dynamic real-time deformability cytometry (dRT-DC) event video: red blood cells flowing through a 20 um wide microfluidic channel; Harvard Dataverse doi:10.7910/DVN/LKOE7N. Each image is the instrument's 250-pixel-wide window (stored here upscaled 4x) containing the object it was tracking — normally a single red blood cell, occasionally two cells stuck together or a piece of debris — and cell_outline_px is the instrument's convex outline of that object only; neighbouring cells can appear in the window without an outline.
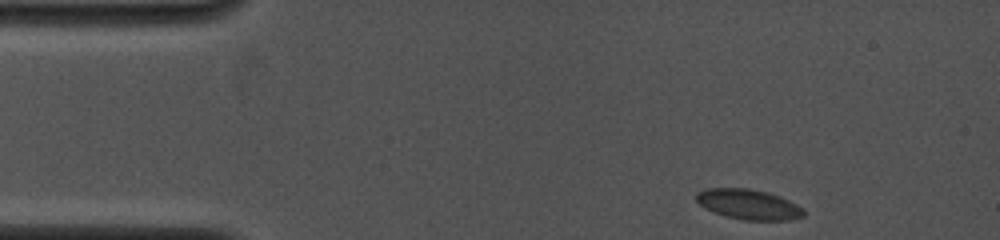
{"species": "common noctule bat (a hibernating species)", "species_latin": "Nyctalus noctula", "temperature_condition": "cold", "stored_images_in_passage": 108, "camera_frame_rate_fps": 4000, "um_per_image_px": 0.085, "animal": {"sex": "female", "body_mass_g": 19.0, "forearm_length_mm": 53.3}, "frame": {"image": 1, "passage_image": 1, "time_ms": 0.0, "image_size_px": [1000, 240], "cell_outline_px": [[804, 216], [792, 220], [744, 220], [728, 216], [704, 208], [696, 200], [696, 192], [708, 188], [748, 188], [768, 192], [780, 196], [804, 208]], "centroid_in_image_um": [63.65, 17.36], "position_along_channel_um": 21.3, "area_um2": 18.84}}
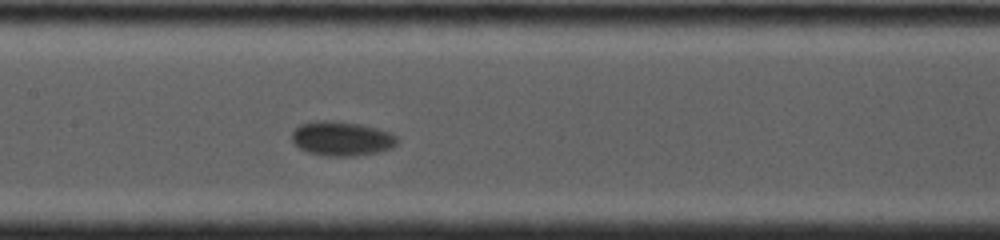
{"frame": {"image": 2, "passage_image": 42, "time_ms": 6.0, "image_size_px": [1000, 240], "cell_outline_px": [[400, 140], [392, 148], [376, 152], [352, 156], [324, 156], [308, 152], [300, 148], [292, 140], [292, 132], [300, 124], [316, 120], [332, 120], [360, 124], [392, 132]], "centroid_in_image_um": [29.06, 11.77], "position_along_channel_um": 178.3, "area_um2": 21.21}}
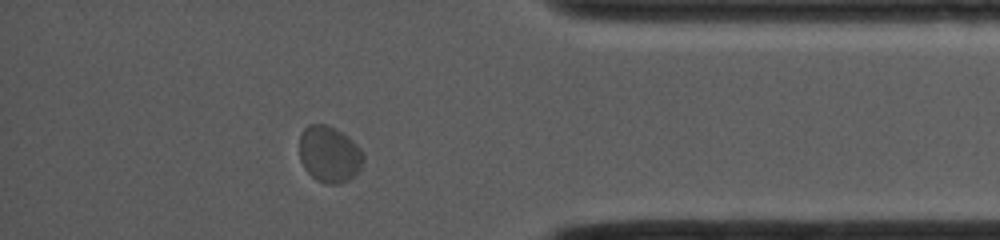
{"frame": {"image": 3, "passage_image": 96, "time_ms": 12.25, "image_size_px": [1000, 240], "cell_outline_px": [[364, 164], [348, 180], [340, 184], [324, 184], [316, 180], [304, 168], [300, 160], [300, 132], [308, 124], [324, 124], [340, 132], [352, 140], [360, 148], [364, 156]], "centroid_in_image_um": [27.98, 13.12], "position_along_channel_um": 407.2, "area_um2": 20.98}}